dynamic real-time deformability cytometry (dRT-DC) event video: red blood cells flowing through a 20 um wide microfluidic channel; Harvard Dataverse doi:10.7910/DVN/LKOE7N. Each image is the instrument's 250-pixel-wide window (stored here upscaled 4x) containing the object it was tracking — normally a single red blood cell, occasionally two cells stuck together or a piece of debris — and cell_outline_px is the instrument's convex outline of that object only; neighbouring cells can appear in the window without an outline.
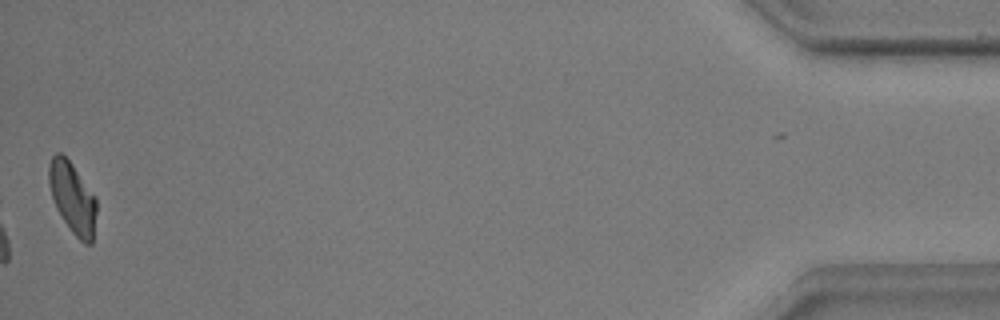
{"species": "common noctule bat (a hibernating species)", "species_latin": "Nyctalus noctula", "temperature_condition": "warm", "stored_images_in_passage": 39, "camera_frame_rate_fps": 3000, "um_per_image_px": 0.085, "animal": {"sex": "male", "body_mass_g": 17.9, "forearm_length_mm": 54.2}, "frame": {"image": 1, "passage_image": 38, "time_ms": 12.333, "image_size_px": [1000, 320], "cell_outline_px": [[96, 212], [92, 244], [84, 244], [72, 232], [56, 208], [52, 196], [48, 180], [48, 164], [52, 156], [56, 152], [60, 152], [72, 164], [96, 196]], "centroid_in_image_um": [6.16, 16.8], "position_along_channel_um": 429.0, "area_um2": 19.65}, "authors_computed_cell_mechanics": {"area_um2": 20.7502, "velocity_mm_per_s": 3.7164, "shape_relaxation_time_tau1_ms": 5.5647, "shape_relaxation_time_tau2_ms": 4.0442, "deformation_change_tau1": 0.1601, "deformation_change_tau2": 0.115}}